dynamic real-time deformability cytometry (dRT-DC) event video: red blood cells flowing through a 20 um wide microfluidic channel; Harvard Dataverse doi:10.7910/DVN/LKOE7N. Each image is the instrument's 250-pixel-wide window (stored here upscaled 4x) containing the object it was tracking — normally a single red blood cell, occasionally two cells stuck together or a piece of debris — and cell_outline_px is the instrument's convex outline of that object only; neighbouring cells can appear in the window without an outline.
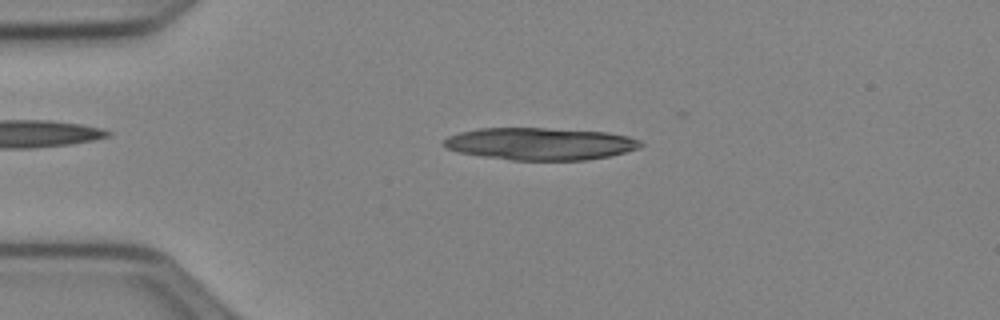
{"species": "Egyptian fruit bat (a non-hibernating species)", "species_latin": "Rousettus aegyptiacus", "temperature_condition": "cold", "stored_images_in_passage": 19, "camera_frame_rate_fps": 3000, "um_per_image_px": 0.085, "animal": {"sex": "female"}, "frame": {"image": 1, "passage_image": 11, "time_ms": 3.333, "image_size_px": [1000, 320], "cell_outline_px": [[644, 144], [640, 148], [608, 156], [584, 160], [512, 160], [484, 156], [460, 152], [448, 148], [444, 144], [444, 140], [448, 136], [460, 132], [480, 128], [544, 128], [604, 132], [628, 136], [640, 140]], "centroid_in_image_um": [45.94, 12.22], "position_along_channel_um": 39.1, "area_um2": 36.65}}